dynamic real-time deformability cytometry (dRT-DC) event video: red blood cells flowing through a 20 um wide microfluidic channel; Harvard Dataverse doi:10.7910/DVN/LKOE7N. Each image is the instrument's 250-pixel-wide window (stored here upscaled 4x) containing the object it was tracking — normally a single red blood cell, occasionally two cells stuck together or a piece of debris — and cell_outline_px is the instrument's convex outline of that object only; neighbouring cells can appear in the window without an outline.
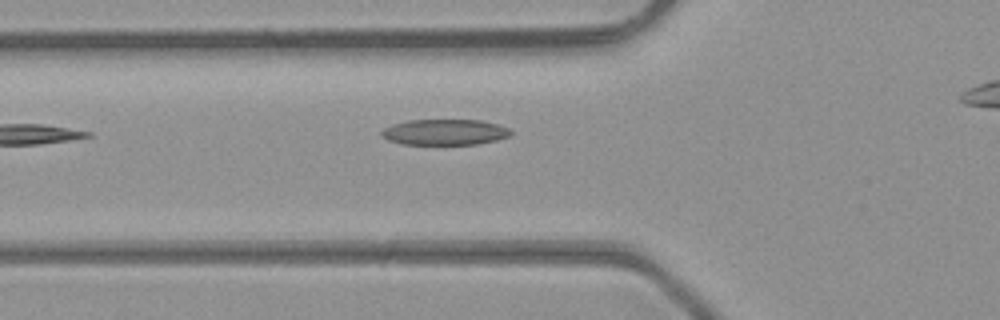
{"species": "common noctule bat (a hibernating species)", "species_latin": "Nyctalus noctula", "temperature_condition": "room temperature", "stored_images_in_passage": 4, "camera_frame_rate_fps": 3000, "um_per_image_px": 0.085, "animal": {"sex": "male", "body_mass_g": 23.1, "forearm_length_mm": 52.7}, "frame": {"image": 1, "passage_image": 3, "time_ms": 0.667, "image_size_px": [1000, 320], "cell_outline_px": [[512, 132], [508, 136], [496, 140], [476, 144], [400, 144], [388, 140], [380, 136], [380, 132], [384, 128], [392, 124], [408, 120], [480, 120], [500, 124], [508, 128]], "centroid_in_image_um": [37.77, 11.22], "position_along_channel_um": 88.0, "area_um2": 19.48}}